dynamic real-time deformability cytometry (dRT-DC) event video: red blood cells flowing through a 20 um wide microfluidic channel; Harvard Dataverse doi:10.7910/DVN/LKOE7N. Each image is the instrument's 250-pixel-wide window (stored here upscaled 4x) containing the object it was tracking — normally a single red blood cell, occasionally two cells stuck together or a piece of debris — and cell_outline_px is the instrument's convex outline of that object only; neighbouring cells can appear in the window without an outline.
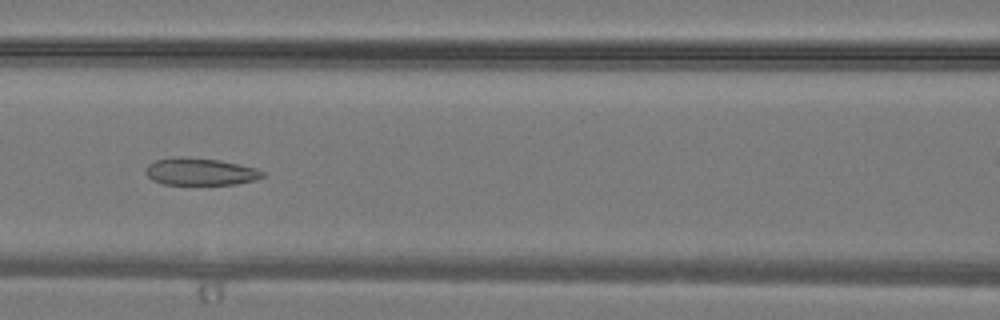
{"species": "common noctule bat (a hibernating species)", "species_latin": "Nyctalus noctula", "temperature_condition": "warm", "stored_images_in_passage": 36, "camera_frame_rate_fps": 3000, "um_per_image_px": 0.085, "animal": {"sex": "male", "body_mass_g": 19.2, "forearm_length_mm": 51.8}, "frame": {"image": 1, "passage_image": 16, "time_ms": 5.0, "image_size_px": [1000, 320], "cell_outline_px": [[264, 176], [256, 180], [236, 184], [164, 184], [152, 180], [144, 172], [144, 168], [148, 164], [156, 160], [216, 160], [256, 168], [264, 172]], "centroid_in_image_um": [17.05, 14.65], "position_along_channel_um": 149.5, "area_um2": 17.51}}
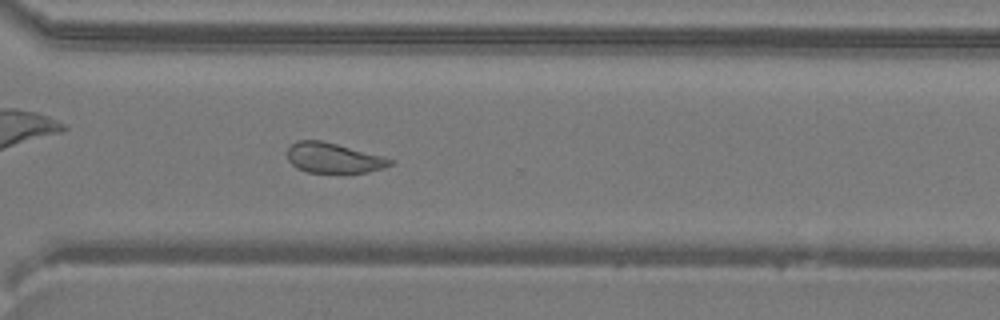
{"frame": {"image": 2, "passage_image": 26, "time_ms": 8.333, "image_size_px": [1000, 320], "cell_outline_px": [[392, 164], [384, 168], [368, 172], [348, 176], [344, 176], [308, 172], [296, 168], [288, 160], [288, 148], [296, 140], [320, 140], [384, 156], [392, 160]], "centroid_in_image_um": [28.37, 13.49], "position_along_channel_um": 342.2, "area_um2": 18.79}}